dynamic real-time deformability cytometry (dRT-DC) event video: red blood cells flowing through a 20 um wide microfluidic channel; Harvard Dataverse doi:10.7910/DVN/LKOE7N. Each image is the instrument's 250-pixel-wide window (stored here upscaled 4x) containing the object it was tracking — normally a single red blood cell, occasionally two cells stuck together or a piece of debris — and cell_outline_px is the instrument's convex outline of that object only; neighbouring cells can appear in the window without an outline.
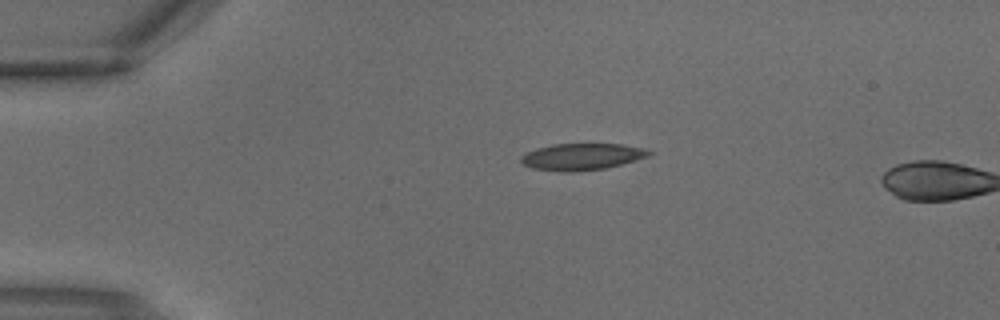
{"species": "common noctule bat (a hibernating species)", "species_latin": "Nyctalus noctula", "temperature_condition": "warm", "stored_images_in_passage": 2, "camera_frame_rate_fps": 3000, "um_per_image_px": 0.085, "animal": {"sex": "male", "body_mass_g": 18.8}, "frame": {"image": 1, "passage_image": 1, "time_ms": 0.0, "image_size_px": [1000, 320], "cell_outline_px": [[652, 152], [648, 156], [620, 164], [604, 168], [572, 172], [560, 172], [532, 168], [524, 164], [520, 160], [520, 156], [536, 148], [552, 144], [624, 144], [644, 148]], "centroid_in_image_um": [49.42, 13.31], "position_along_channel_um": 35.6, "area_um2": 19.77}}